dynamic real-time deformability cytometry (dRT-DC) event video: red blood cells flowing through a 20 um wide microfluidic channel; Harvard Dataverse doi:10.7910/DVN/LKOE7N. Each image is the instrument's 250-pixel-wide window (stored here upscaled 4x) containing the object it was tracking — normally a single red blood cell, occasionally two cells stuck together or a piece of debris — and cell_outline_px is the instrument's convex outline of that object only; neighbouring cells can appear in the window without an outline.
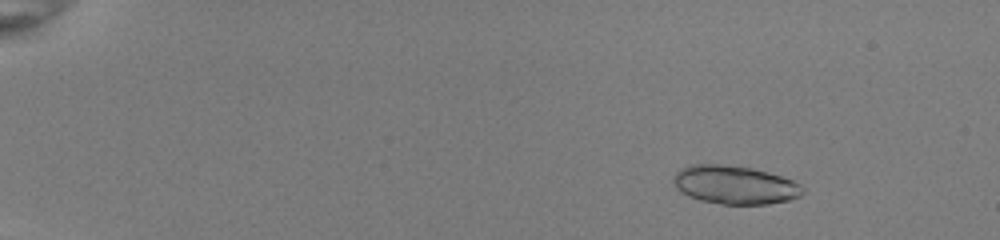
{"species": "common noctule bat (a hibernating species)", "species_latin": "Nyctalus noctula", "temperature_condition": "room temperature", "stored_images_in_passage": 46, "segment_of_instrument_passage": [1, 2], "camera_frame_rate_fps": 3000, "um_per_image_px": 0.085, "animal": {"sex": "female", "body_mass_g": 22.0, "forearm_length_mm": 56.7}, "frame": {"image": 1, "passage_image": 1, "time_ms": 0.0, "image_size_px": [1000, 240], "cell_outline_px": [[804, 192], [800, 196], [788, 200], [768, 204], [724, 204], [700, 200], [688, 196], [680, 192], [676, 188], [672, 180], [676, 172], [680, 168], [692, 164], [720, 164], [752, 168], [780, 176], [792, 180], [800, 184], [804, 188]], "centroid_in_image_um": [62.43, 15.71], "position_along_channel_um": 22.6, "area_um2": 28.96}}
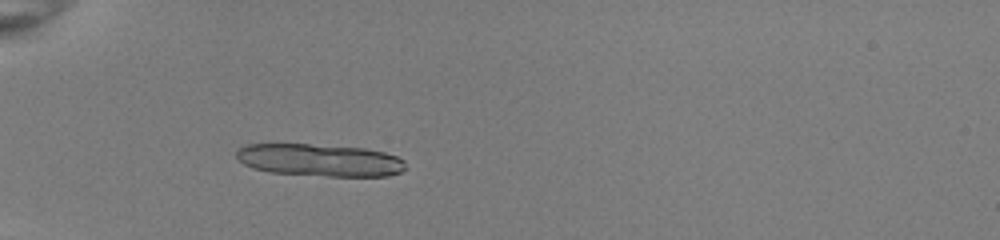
{"frame": {"image": 2, "passage_image": 12, "time_ms": 3.667, "image_size_px": [1000, 240], "cell_outline_px": [[408, 168], [400, 172], [388, 176], [328, 176], [268, 172], [252, 168], [244, 164], [236, 156], [236, 152], [240, 148], [248, 144], [308, 144], [364, 148], [384, 152], [396, 156], [404, 160]], "centroid_in_image_um": [27.21, 13.61], "position_along_channel_um": 57.8, "area_um2": 31.96}}